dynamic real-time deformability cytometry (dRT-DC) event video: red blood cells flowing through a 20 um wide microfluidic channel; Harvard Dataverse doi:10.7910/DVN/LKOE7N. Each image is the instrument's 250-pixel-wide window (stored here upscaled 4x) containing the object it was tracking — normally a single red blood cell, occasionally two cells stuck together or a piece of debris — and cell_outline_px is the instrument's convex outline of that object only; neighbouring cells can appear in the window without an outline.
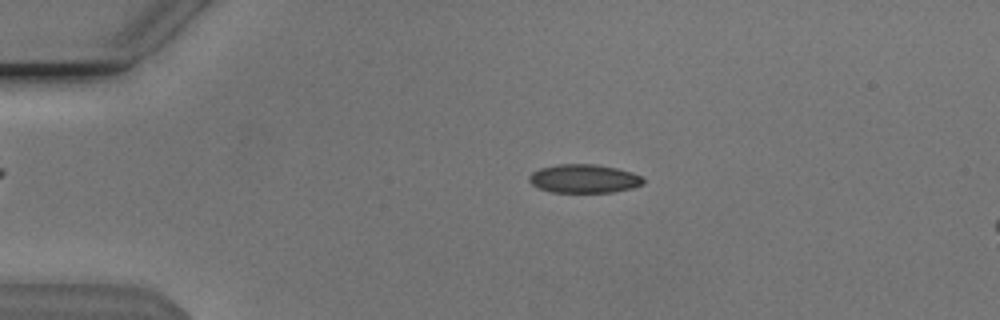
{"species": "Egyptian fruit bat (a non-hibernating species)", "species_latin": "Rousettus aegyptiacus", "temperature_condition": "cold", "stored_images_in_passage": 45, "camera_frame_rate_fps": 3000, "um_per_image_px": 0.085, "animal": {"sex": "male"}, "frame": {"image": 1, "passage_image": 11, "time_ms": 3.333, "image_size_px": [1000, 320], "cell_outline_px": [[644, 184], [632, 188], [612, 192], [552, 192], [540, 188], [532, 184], [528, 180], [528, 176], [532, 172], [540, 168], [556, 164], [596, 164], [616, 168], [632, 172], [644, 176]], "centroid_in_image_um": [49.66, 15.18], "position_along_channel_um": 35.3, "area_um2": 19.13}}
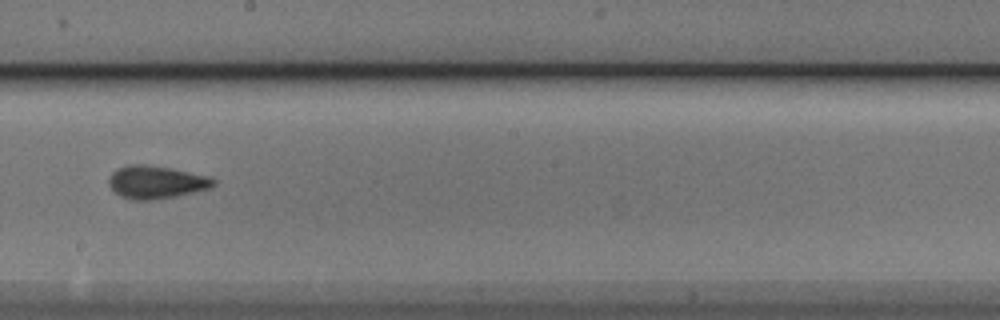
{"frame": {"image": 2, "passage_image": 30, "time_ms": 9.667, "image_size_px": [1000, 320], "cell_outline_px": [[216, 184], [208, 188], [176, 196], [148, 200], [132, 200], [120, 196], [108, 184], [108, 176], [116, 168], [128, 164], [148, 164], [172, 168], [208, 176], [216, 180]], "centroid_in_image_um": [13.23, 15.46], "position_along_channel_um": 235.0, "area_um2": 20.11}}
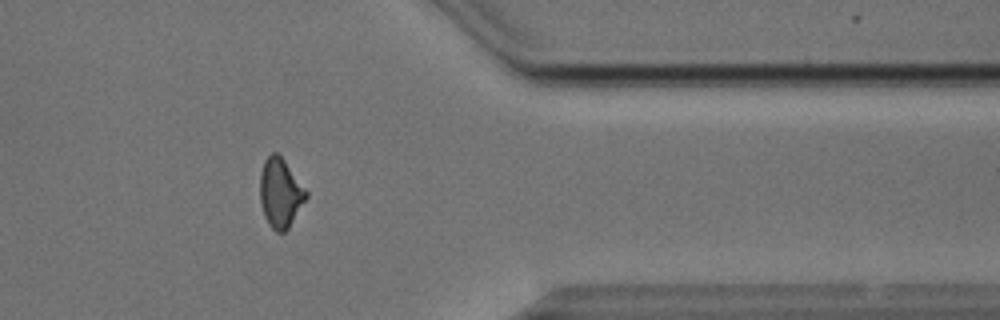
{"frame": {"image": 3, "passage_image": 43, "time_ms": 14.0, "image_size_px": [1000, 320], "cell_outline_px": [[308, 196], [288, 228], [284, 232], [276, 232], [268, 224], [264, 216], [260, 204], [260, 172], [264, 160], [272, 152], [276, 152], [284, 160], [308, 192]], "centroid_in_image_um": [23.81, 16.4], "position_along_channel_um": 387.6, "area_um2": 18.55}, "authors_computed_cell_mechanics": {"area_um2": 18.8428, "velocity_mm_per_s": 3.8599, "shape_relaxation_time_tau1_ms": 4.5307, "shape_relaxation_time_tau2_ms": 1.6097, "deformation_change_tau1": 0.119, "deformation_change_tau2": 0.0683}}